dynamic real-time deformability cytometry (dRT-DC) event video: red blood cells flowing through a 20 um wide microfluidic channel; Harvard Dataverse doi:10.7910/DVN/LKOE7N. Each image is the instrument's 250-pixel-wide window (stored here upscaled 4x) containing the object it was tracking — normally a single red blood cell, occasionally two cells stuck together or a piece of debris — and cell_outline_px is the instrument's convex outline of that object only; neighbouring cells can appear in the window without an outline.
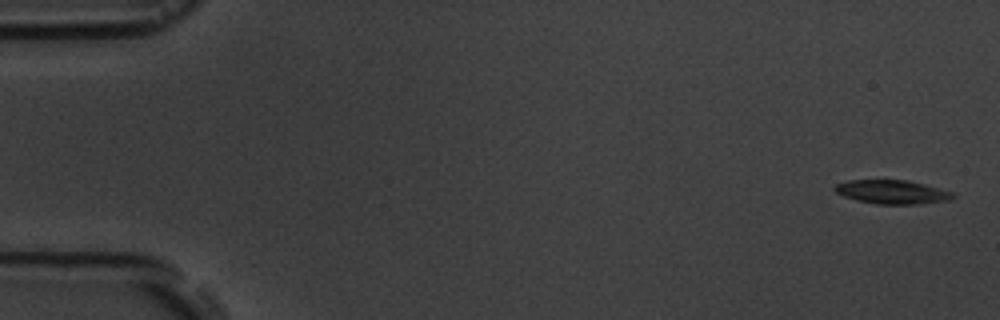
{"species": "common noctule bat (a hibernating species)", "species_latin": "Nyctalus noctula", "temperature_condition": "room temperature", "stored_images_in_passage": 5, "camera_frame_rate_fps": 3000, "um_per_image_px": 0.085, "animal": {"sex": "male", "body_mass_g": 19.5, "forearm_length_mm": 54.6}, "frame": {"image": 1, "passage_image": 1, "time_ms": 0.0, "image_size_px": [1000, 320], "cell_outline_px": [[956, 196], [952, 200], [916, 204], [876, 204], [856, 200], [844, 196], [836, 192], [832, 188], [836, 184], [848, 180], [908, 180], [924, 184], [952, 192]], "centroid_in_image_um": [75.83, 16.32], "position_along_channel_um": 9.2, "area_um2": 16.42}}